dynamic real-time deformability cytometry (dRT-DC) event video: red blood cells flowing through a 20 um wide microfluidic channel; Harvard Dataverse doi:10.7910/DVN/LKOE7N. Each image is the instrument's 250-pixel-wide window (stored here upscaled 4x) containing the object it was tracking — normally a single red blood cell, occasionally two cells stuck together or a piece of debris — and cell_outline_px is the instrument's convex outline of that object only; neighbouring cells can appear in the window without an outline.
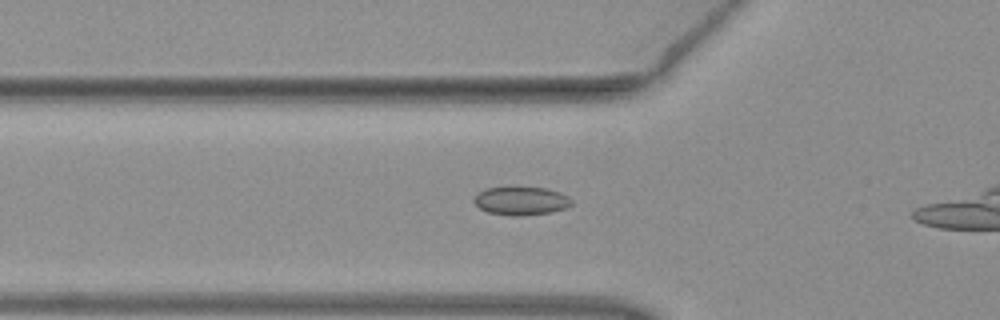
{"species": "common noctule bat (a hibernating species)", "species_latin": "Nyctalus noctula", "temperature_condition": "warm", "stored_images_in_passage": 34, "camera_frame_rate_fps": 3000, "um_per_image_px": 0.085, "animal": {"sex": "female", "body_mass_g": 19.3, "forearm_length_mm": 54.1}, "frame": {"image": 1, "passage_image": 10, "time_ms": 3.0, "image_size_px": [1000, 320], "cell_outline_px": [[572, 204], [564, 208], [552, 212], [524, 216], [512, 216], [488, 212], [480, 208], [472, 200], [476, 192], [484, 188], [548, 188], [560, 192], [568, 196], [572, 200]], "centroid_in_image_um": [44.28, 17.08], "position_along_channel_um": 81.5, "area_um2": 16.18}}
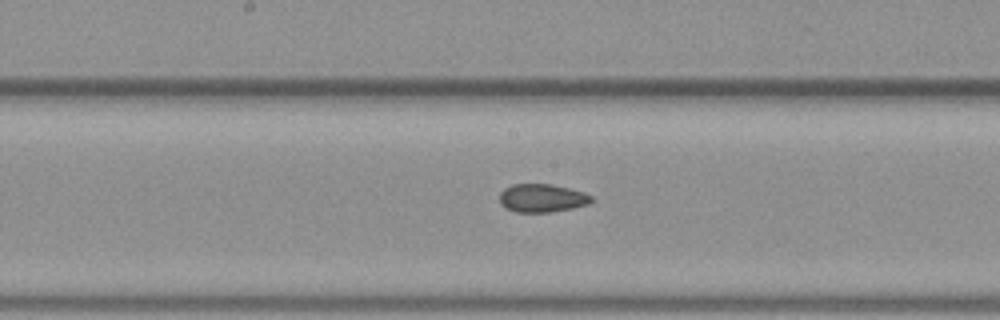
{"frame": {"image": 2, "passage_image": 19, "time_ms": 6.0, "image_size_px": [1000, 320], "cell_outline_px": [[592, 200], [588, 204], [572, 208], [552, 212], [516, 212], [504, 208], [500, 204], [500, 192], [504, 188], [512, 184], [552, 184], [584, 192], [592, 196]], "centroid_in_image_um": [46.04, 16.84], "position_along_channel_um": 202.2, "area_um2": 15.2}}
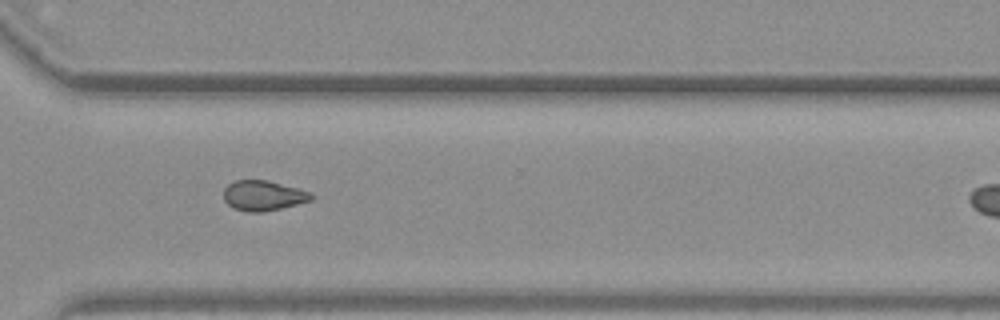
{"frame": {"image": 3, "passage_image": 30, "time_ms": 9.667, "image_size_px": [1000, 320], "cell_outline_px": [[312, 200], [264, 212], [248, 212], [232, 208], [224, 200], [224, 188], [228, 184], [236, 180], [268, 180], [312, 192]], "centroid_in_image_um": [22.36, 16.62], "position_along_channel_um": 348.2, "area_um2": 15.37}}